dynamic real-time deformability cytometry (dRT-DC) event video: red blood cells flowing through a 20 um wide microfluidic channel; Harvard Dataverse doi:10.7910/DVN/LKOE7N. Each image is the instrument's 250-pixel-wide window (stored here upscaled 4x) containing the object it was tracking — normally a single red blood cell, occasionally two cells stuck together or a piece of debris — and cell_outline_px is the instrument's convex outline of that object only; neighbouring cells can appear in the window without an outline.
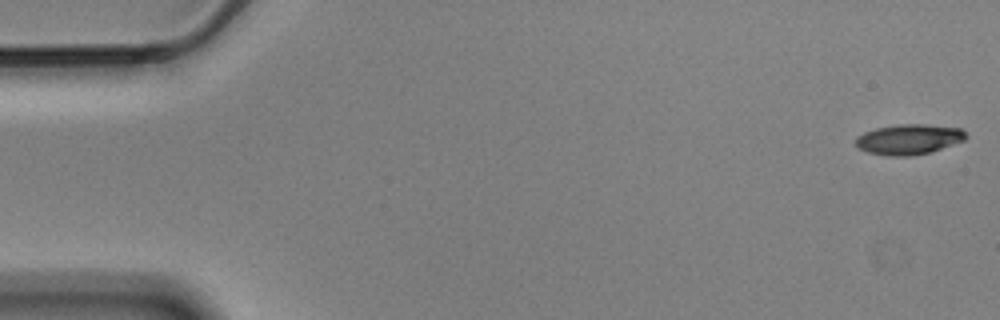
{"species": "Egyptian fruit bat (a non-hibernating species)", "species_latin": "Rousettus aegyptiacus", "temperature_condition": "cold", "stored_images_in_passage": 57, "camera_frame_rate_fps": 3000, "um_per_image_px": 0.085, "animal": {"sex": "male"}, "frame": {"image": 1, "passage_image": 1, "time_ms": 0.0, "image_size_px": [1000, 320], "cell_outline_px": [[968, 136], [964, 140], [932, 152], [912, 156], [888, 156], [868, 152], [856, 148], [856, 136], [864, 132], [876, 128], [896, 124], [924, 124], [960, 128]], "centroid_in_image_um": [77.23, 11.85], "position_along_channel_um": 7.8, "area_um2": 19.59}}
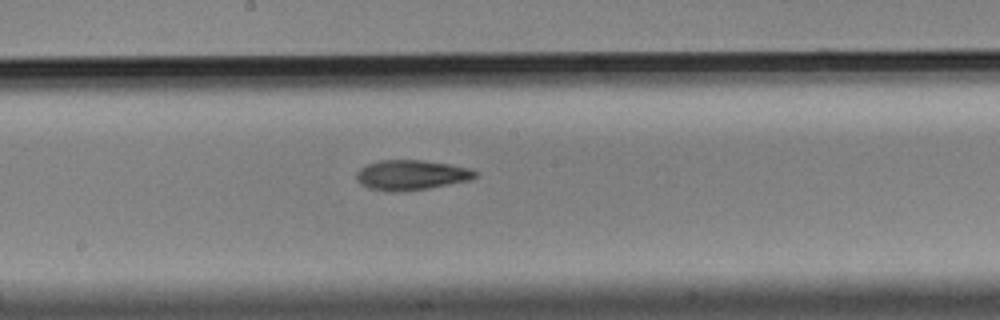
{"frame": {"image": 2, "passage_image": 30, "time_ms": 9.667, "image_size_px": [1000, 320], "cell_outline_px": [[476, 176], [472, 180], [428, 188], [396, 192], [392, 192], [368, 188], [360, 184], [356, 180], [356, 172], [360, 168], [368, 164], [380, 160], [420, 160], [448, 164], [472, 168], [476, 172]], "centroid_in_image_um": [34.95, 14.88], "position_along_channel_um": 213.3, "area_um2": 20.81}}
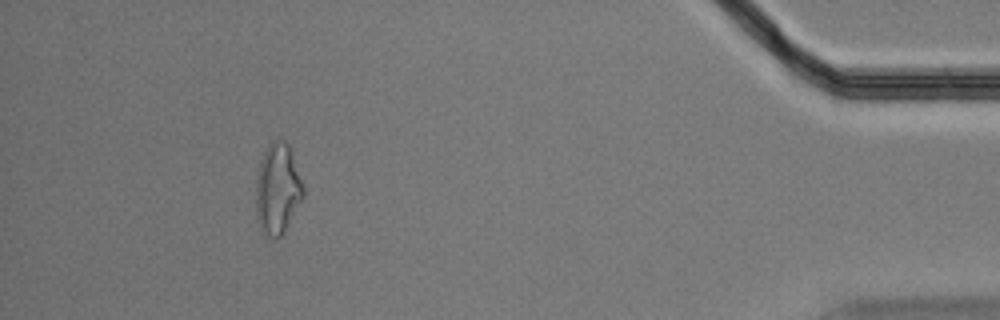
{"frame": {"image": 3, "passage_image": 52, "time_ms": 17.0, "image_size_px": [1000, 320], "cell_outline_px": [[304, 196], [284, 232], [280, 236], [268, 236], [260, 228], [256, 216], [256, 176], [260, 160], [268, 144], [276, 140], [284, 140], [288, 144], [304, 188]], "centroid_in_image_um": [23.58, 16.05], "position_along_channel_um": 411.6, "area_um2": 24.74}, "authors_computed_cell_mechanics": {"area_um2": 20.4034, "velocity_mm_per_s": 3.5133, "shape_relaxation_time_tau1_ms": 6.7787, "shape_relaxation_time_tau2_ms": 7.4106, "deformation_change_tau1": 0.195, "deformation_change_tau2": 0.1822}}